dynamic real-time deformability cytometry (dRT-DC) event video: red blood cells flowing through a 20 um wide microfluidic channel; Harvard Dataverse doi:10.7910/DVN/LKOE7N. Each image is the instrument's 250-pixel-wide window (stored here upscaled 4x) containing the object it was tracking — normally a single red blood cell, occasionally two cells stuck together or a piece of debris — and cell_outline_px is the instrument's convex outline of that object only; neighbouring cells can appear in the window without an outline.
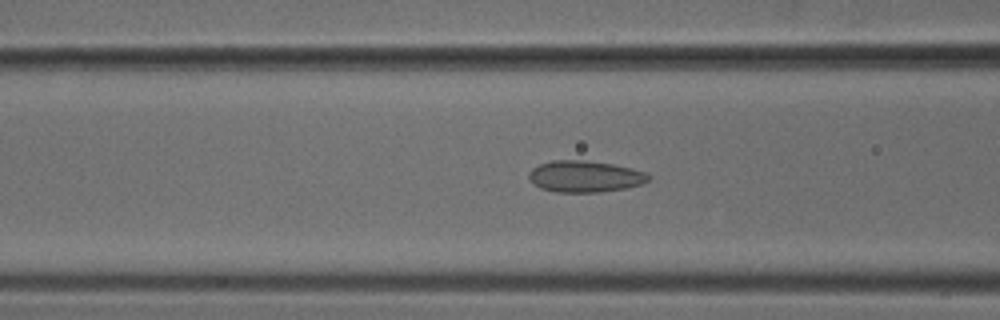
{"species": "common noctule bat (a hibernating species)", "species_latin": "Nyctalus noctula", "temperature_condition": "cold", "stored_images_in_passage": 43, "camera_frame_rate_fps": 3000, "um_per_image_px": 0.085, "animal": {"sex": "male", "body_mass_g": 18.8}, "frame": {"image": 1, "passage_image": 20, "time_ms": 6.333, "image_size_px": [1000, 320], "cell_outline_px": [[652, 176], [644, 184], [628, 188], [600, 192], [556, 192], [540, 188], [528, 176], [528, 172], [532, 168], [540, 164], [552, 160], [584, 160], [612, 164], [632, 168], [644, 172]], "centroid_in_image_um": [49.75, 15.0], "position_along_channel_um": 116.8, "area_um2": 22.02}}
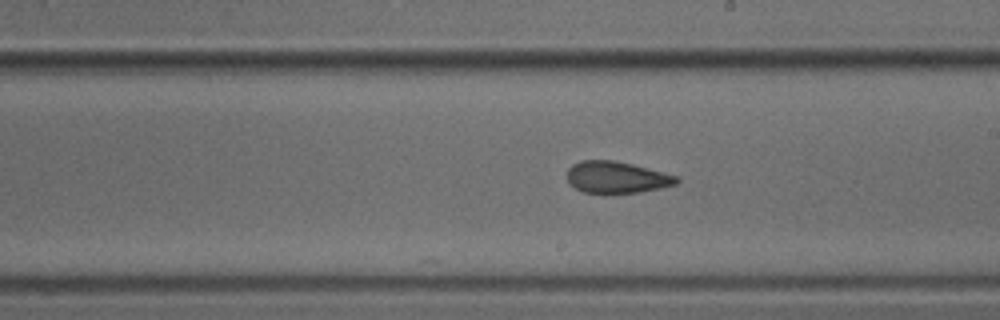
{"frame": {"image": 2, "passage_image": 29, "time_ms": 9.333, "image_size_px": [1000, 320], "cell_outline_px": [[680, 180], [676, 184], [660, 188], [640, 192], [584, 192], [568, 184], [568, 168], [572, 164], [580, 160], [612, 160], [632, 164], [676, 176]], "centroid_in_image_um": [52.38, 15.06], "position_along_channel_um": 236.6, "area_um2": 19.88}}
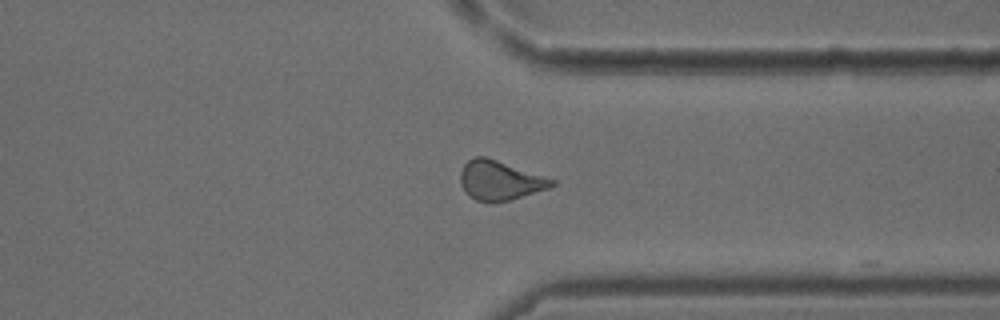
{"frame": {"image": 3, "passage_image": 39, "time_ms": 12.667, "image_size_px": [1000, 320], "cell_outline_px": [[556, 184], [548, 188], [508, 200], [492, 204], [488, 204], [476, 200], [468, 196], [460, 184], [460, 172], [464, 164], [472, 156], [484, 156], [556, 180]], "centroid_in_image_um": [42.43, 15.35], "position_along_channel_um": 369.0, "area_um2": 20.98}}